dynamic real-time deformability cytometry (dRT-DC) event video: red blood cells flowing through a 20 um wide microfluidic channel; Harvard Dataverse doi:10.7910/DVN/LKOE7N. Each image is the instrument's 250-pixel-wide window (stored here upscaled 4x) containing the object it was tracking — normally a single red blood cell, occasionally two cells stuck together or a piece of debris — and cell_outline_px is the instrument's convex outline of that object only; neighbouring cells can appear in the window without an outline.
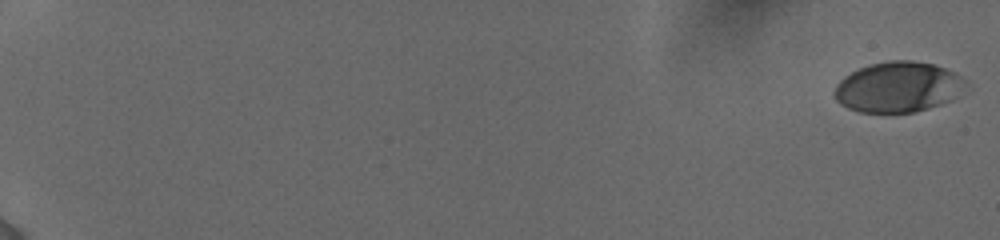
{"species": "human", "species_latin": "Homo sapiens", "temperature_condition": "cold", "stored_images_in_passage": 23, "camera_frame_rate_fps": 3000, "um_per_image_px": 0.085, "donor": {"sex": "female"}, "frame": {"image": 1, "passage_image": 1, "time_ms": 0.0, "image_size_px": [1000, 240], "cell_outline_px": [[968, 80], [956, 96], [952, 100], [928, 108], [912, 112], [860, 112], [848, 108], [840, 104], [836, 100], [832, 92], [836, 84], [844, 76], [860, 68], [872, 64], [888, 60], [912, 60], [936, 64], [956, 72]], "centroid_in_image_um": [76.33, 7.38], "position_along_channel_um": 8.7, "area_um2": 38.73}}
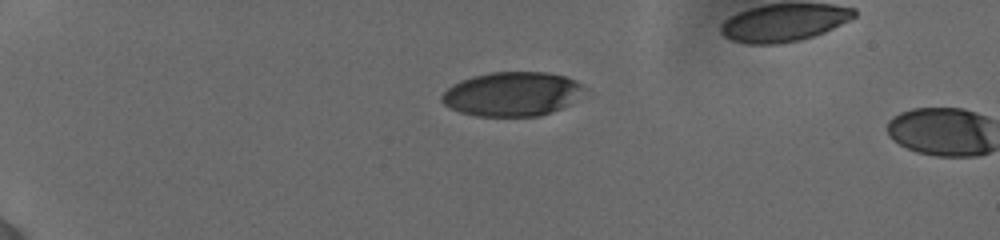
{"frame": {"image": 2, "passage_image": 20, "time_ms": 5.0, "image_size_px": [1000, 240], "cell_outline_px": [[588, 88], [568, 104], [560, 108], [540, 116], [476, 116], [460, 112], [444, 104], [440, 100], [440, 96], [452, 84], [460, 80], [472, 76], [492, 72], [548, 72], [564, 76], [576, 80]], "centroid_in_image_um": [43.51, 7.98], "position_along_channel_um": 41.5, "area_um2": 36.7}}